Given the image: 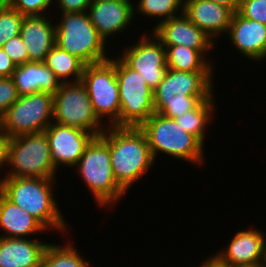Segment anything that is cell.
Listing matches in <instances>:
<instances>
[{
    "instance_id": "1",
    "label": "cell",
    "mask_w": 266,
    "mask_h": 267,
    "mask_svg": "<svg viewBox=\"0 0 266 267\" xmlns=\"http://www.w3.org/2000/svg\"><path fill=\"white\" fill-rule=\"evenodd\" d=\"M100 136L109 145L115 180L128 191L155 164L145 133L134 126H107Z\"/></svg>"
},
{
    "instance_id": "2",
    "label": "cell",
    "mask_w": 266,
    "mask_h": 267,
    "mask_svg": "<svg viewBox=\"0 0 266 267\" xmlns=\"http://www.w3.org/2000/svg\"><path fill=\"white\" fill-rule=\"evenodd\" d=\"M213 71H177L167 68L153 91L155 113L175 119L208 100L214 93Z\"/></svg>"
},
{
    "instance_id": "3",
    "label": "cell",
    "mask_w": 266,
    "mask_h": 267,
    "mask_svg": "<svg viewBox=\"0 0 266 267\" xmlns=\"http://www.w3.org/2000/svg\"><path fill=\"white\" fill-rule=\"evenodd\" d=\"M56 179L31 177H1L0 192L11 202L26 210L47 230L65 232L68 229L54 199Z\"/></svg>"
},
{
    "instance_id": "4",
    "label": "cell",
    "mask_w": 266,
    "mask_h": 267,
    "mask_svg": "<svg viewBox=\"0 0 266 267\" xmlns=\"http://www.w3.org/2000/svg\"><path fill=\"white\" fill-rule=\"evenodd\" d=\"M76 166L78 175L101 208L114 206L126 194L114 178L109 145L101 136L92 139Z\"/></svg>"
},
{
    "instance_id": "5",
    "label": "cell",
    "mask_w": 266,
    "mask_h": 267,
    "mask_svg": "<svg viewBox=\"0 0 266 267\" xmlns=\"http://www.w3.org/2000/svg\"><path fill=\"white\" fill-rule=\"evenodd\" d=\"M139 128L146 135L154 160L162 152L192 164L204 163V145L194 135L184 131L175 119L154 113Z\"/></svg>"
},
{
    "instance_id": "6",
    "label": "cell",
    "mask_w": 266,
    "mask_h": 267,
    "mask_svg": "<svg viewBox=\"0 0 266 267\" xmlns=\"http://www.w3.org/2000/svg\"><path fill=\"white\" fill-rule=\"evenodd\" d=\"M55 44L80 59L85 65L110 59L106 42L90 21L87 12H60Z\"/></svg>"
},
{
    "instance_id": "7",
    "label": "cell",
    "mask_w": 266,
    "mask_h": 267,
    "mask_svg": "<svg viewBox=\"0 0 266 267\" xmlns=\"http://www.w3.org/2000/svg\"><path fill=\"white\" fill-rule=\"evenodd\" d=\"M7 166L11 169L4 177L55 179L57 170L45 131L11 137Z\"/></svg>"
},
{
    "instance_id": "8",
    "label": "cell",
    "mask_w": 266,
    "mask_h": 267,
    "mask_svg": "<svg viewBox=\"0 0 266 267\" xmlns=\"http://www.w3.org/2000/svg\"><path fill=\"white\" fill-rule=\"evenodd\" d=\"M116 79L119 86V126L139 127L155 113L153 90L141 74L116 57Z\"/></svg>"
},
{
    "instance_id": "9",
    "label": "cell",
    "mask_w": 266,
    "mask_h": 267,
    "mask_svg": "<svg viewBox=\"0 0 266 267\" xmlns=\"http://www.w3.org/2000/svg\"><path fill=\"white\" fill-rule=\"evenodd\" d=\"M81 82L87 88L93 110L108 126H119L120 98L116 79V58L85 65Z\"/></svg>"
},
{
    "instance_id": "10",
    "label": "cell",
    "mask_w": 266,
    "mask_h": 267,
    "mask_svg": "<svg viewBox=\"0 0 266 267\" xmlns=\"http://www.w3.org/2000/svg\"><path fill=\"white\" fill-rule=\"evenodd\" d=\"M53 122L89 131L95 136H100L107 127L95 114L81 81L62 83L53 95Z\"/></svg>"
},
{
    "instance_id": "11",
    "label": "cell",
    "mask_w": 266,
    "mask_h": 267,
    "mask_svg": "<svg viewBox=\"0 0 266 267\" xmlns=\"http://www.w3.org/2000/svg\"><path fill=\"white\" fill-rule=\"evenodd\" d=\"M53 122V95L35 92L19 96L0 117V128L10 137L44 131Z\"/></svg>"
},
{
    "instance_id": "12",
    "label": "cell",
    "mask_w": 266,
    "mask_h": 267,
    "mask_svg": "<svg viewBox=\"0 0 266 267\" xmlns=\"http://www.w3.org/2000/svg\"><path fill=\"white\" fill-rule=\"evenodd\" d=\"M136 42L119 56L129 67L139 72L154 91L167 70L166 49L154 34L149 37L144 33Z\"/></svg>"
},
{
    "instance_id": "13",
    "label": "cell",
    "mask_w": 266,
    "mask_h": 267,
    "mask_svg": "<svg viewBox=\"0 0 266 267\" xmlns=\"http://www.w3.org/2000/svg\"><path fill=\"white\" fill-rule=\"evenodd\" d=\"M56 170L59 165L76 167L86 147L95 137L89 131L52 122L45 130Z\"/></svg>"
},
{
    "instance_id": "14",
    "label": "cell",
    "mask_w": 266,
    "mask_h": 267,
    "mask_svg": "<svg viewBox=\"0 0 266 267\" xmlns=\"http://www.w3.org/2000/svg\"><path fill=\"white\" fill-rule=\"evenodd\" d=\"M265 233L260 229L238 231L224 250L212 257L225 267H263L265 260Z\"/></svg>"
},
{
    "instance_id": "15",
    "label": "cell",
    "mask_w": 266,
    "mask_h": 267,
    "mask_svg": "<svg viewBox=\"0 0 266 267\" xmlns=\"http://www.w3.org/2000/svg\"><path fill=\"white\" fill-rule=\"evenodd\" d=\"M153 34L163 46L183 45L198 50L204 57L215 46L213 39L181 13L154 25Z\"/></svg>"
},
{
    "instance_id": "16",
    "label": "cell",
    "mask_w": 266,
    "mask_h": 267,
    "mask_svg": "<svg viewBox=\"0 0 266 267\" xmlns=\"http://www.w3.org/2000/svg\"><path fill=\"white\" fill-rule=\"evenodd\" d=\"M131 0H100L91 2L87 10L90 21L98 33L106 39L125 31L135 17Z\"/></svg>"
},
{
    "instance_id": "17",
    "label": "cell",
    "mask_w": 266,
    "mask_h": 267,
    "mask_svg": "<svg viewBox=\"0 0 266 267\" xmlns=\"http://www.w3.org/2000/svg\"><path fill=\"white\" fill-rule=\"evenodd\" d=\"M227 34L231 44L245 57L255 62L265 60L266 25L235 12Z\"/></svg>"
},
{
    "instance_id": "18",
    "label": "cell",
    "mask_w": 266,
    "mask_h": 267,
    "mask_svg": "<svg viewBox=\"0 0 266 267\" xmlns=\"http://www.w3.org/2000/svg\"><path fill=\"white\" fill-rule=\"evenodd\" d=\"M189 20L213 41L229 30L233 12L211 0H184V12Z\"/></svg>"
},
{
    "instance_id": "19",
    "label": "cell",
    "mask_w": 266,
    "mask_h": 267,
    "mask_svg": "<svg viewBox=\"0 0 266 267\" xmlns=\"http://www.w3.org/2000/svg\"><path fill=\"white\" fill-rule=\"evenodd\" d=\"M20 35L28 52V62H44L55 45L56 25L45 15L24 16Z\"/></svg>"
},
{
    "instance_id": "20",
    "label": "cell",
    "mask_w": 266,
    "mask_h": 267,
    "mask_svg": "<svg viewBox=\"0 0 266 267\" xmlns=\"http://www.w3.org/2000/svg\"><path fill=\"white\" fill-rule=\"evenodd\" d=\"M38 240L0 237V267H41L48 244Z\"/></svg>"
},
{
    "instance_id": "21",
    "label": "cell",
    "mask_w": 266,
    "mask_h": 267,
    "mask_svg": "<svg viewBox=\"0 0 266 267\" xmlns=\"http://www.w3.org/2000/svg\"><path fill=\"white\" fill-rule=\"evenodd\" d=\"M11 78L20 96L35 92L54 95L62 84L44 62L29 61L16 66Z\"/></svg>"
},
{
    "instance_id": "22",
    "label": "cell",
    "mask_w": 266,
    "mask_h": 267,
    "mask_svg": "<svg viewBox=\"0 0 266 267\" xmlns=\"http://www.w3.org/2000/svg\"><path fill=\"white\" fill-rule=\"evenodd\" d=\"M0 237L26 238L47 229L26 210L8 200L0 192Z\"/></svg>"
},
{
    "instance_id": "23",
    "label": "cell",
    "mask_w": 266,
    "mask_h": 267,
    "mask_svg": "<svg viewBox=\"0 0 266 267\" xmlns=\"http://www.w3.org/2000/svg\"><path fill=\"white\" fill-rule=\"evenodd\" d=\"M167 68L177 71H212L214 65L198 50L183 45L164 46Z\"/></svg>"
},
{
    "instance_id": "24",
    "label": "cell",
    "mask_w": 266,
    "mask_h": 267,
    "mask_svg": "<svg viewBox=\"0 0 266 267\" xmlns=\"http://www.w3.org/2000/svg\"><path fill=\"white\" fill-rule=\"evenodd\" d=\"M44 63L62 83L79 82L82 79L85 64L56 44L46 55Z\"/></svg>"
},
{
    "instance_id": "25",
    "label": "cell",
    "mask_w": 266,
    "mask_h": 267,
    "mask_svg": "<svg viewBox=\"0 0 266 267\" xmlns=\"http://www.w3.org/2000/svg\"><path fill=\"white\" fill-rule=\"evenodd\" d=\"M213 96L215 95H212L208 100L202 101L193 110L185 111L184 114L175 118L176 123L184 131L194 135L203 145L206 138L205 128L212 122V114L215 112L216 104Z\"/></svg>"
},
{
    "instance_id": "26",
    "label": "cell",
    "mask_w": 266,
    "mask_h": 267,
    "mask_svg": "<svg viewBox=\"0 0 266 267\" xmlns=\"http://www.w3.org/2000/svg\"><path fill=\"white\" fill-rule=\"evenodd\" d=\"M67 243L64 246L48 243L43 253L41 267H90V262L84 259L85 257L77 251L73 243Z\"/></svg>"
},
{
    "instance_id": "27",
    "label": "cell",
    "mask_w": 266,
    "mask_h": 267,
    "mask_svg": "<svg viewBox=\"0 0 266 267\" xmlns=\"http://www.w3.org/2000/svg\"><path fill=\"white\" fill-rule=\"evenodd\" d=\"M137 2V5H134V12L138 11L149 18H158L161 20L160 22L184 12V0H139Z\"/></svg>"
},
{
    "instance_id": "28",
    "label": "cell",
    "mask_w": 266,
    "mask_h": 267,
    "mask_svg": "<svg viewBox=\"0 0 266 267\" xmlns=\"http://www.w3.org/2000/svg\"><path fill=\"white\" fill-rule=\"evenodd\" d=\"M23 17L10 6H0V47L20 34Z\"/></svg>"
},
{
    "instance_id": "29",
    "label": "cell",
    "mask_w": 266,
    "mask_h": 267,
    "mask_svg": "<svg viewBox=\"0 0 266 267\" xmlns=\"http://www.w3.org/2000/svg\"><path fill=\"white\" fill-rule=\"evenodd\" d=\"M237 12L242 17L266 25V0H240Z\"/></svg>"
},
{
    "instance_id": "30",
    "label": "cell",
    "mask_w": 266,
    "mask_h": 267,
    "mask_svg": "<svg viewBox=\"0 0 266 267\" xmlns=\"http://www.w3.org/2000/svg\"><path fill=\"white\" fill-rule=\"evenodd\" d=\"M53 3V0H13L10 7L24 16L43 15Z\"/></svg>"
},
{
    "instance_id": "31",
    "label": "cell",
    "mask_w": 266,
    "mask_h": 267,
    "mask_svg": "<svg viewBox=\"0 0 266 267\" xmlns=\"http://www.w3.org/2000/svg\"><path fill=\"white\" fill-rule=\"evenodd\" d=\"M2 49L15 66H20L28 62V52L20 34L5 42Z\"/></svg>"
},
{
    "instance_id": "32",
    "label": "cell",
    "mask_w": 266,
    "mask_h": 267,
    "mask_svg": "<svg viewBox=\"0 0 266 267\" xmlns=\"http://www.w3.org/2000/svg\"><path fill=\"white\" fill-rule=\"evenodd\" d=\"M18 90L13 79L0 77V117L19 99Z\"/></svg>"
},
{
    "instance_id": "33",
    "label": "cell",
    "mask_w": 266,
    "mask_h": 267,
    "mask_svg": "<svg viewBox=\"0 0 266 267\" xmlns=\"http://www.w3.org/2000/svg\"><path fill=\"white\" fill-rule=\"evenodd\" d=\"M61 12H87L91 0H57Z\"/></svg>"
},
{
    "instance_id": "34",
    "label": "cell",
    "mask_w": 266,
    "mask_h": 267,
    "mask_svg": "<svg viewBox=\"0 0 266 267\" xmlns=\"http://www.w3.org/2000/svg\"><path fill=\"white\" fill-rule=\"evenodd\" d=\"M16 66L5 53V51L0 47V77L10 78L15 71Z\"/></svg>"
},
{
    "instance_id": "35",
    "label": "cell",
    "mask_w": 266,
    "mask_h": 267,
    "mask_svg": "<svg viewBox=\"0 0 266 267\" xmlns=\"http://www.w3.org/2000/svg\"><path fill=\"white\" fill-rule=\"evenodd\" d=\"M11 137L0 128V168L7 165Z\"/></svg>"
},
{
    "instance_id": "36",
    "label": "cell",
    "mask_w": 266,
    "mask_h": 267,
    "mask_svg": "<svg viewBox=\"0 0 266 267\" xmlns=\"http://www.w3.org/2000/svg\"><path fill=\"white\" fill-rule=\"evenodd\" d=\"M219 5L229 8L233 13L237 12L240 0H211Z\"/></svg>"
},
{
    "instance_id": "37",
    "label": "cell",
    "mask_w": 266,
    "mask_h": 267,
    "mask_svg": "<svg viewBox=\"0 0 266 267\" xmlns=\"http://www.w3.org/2000/svg\"><path fill=\"white\" fill-rule=\"evenodd\" d=\"M199 267H225L219 264L212 256L207 258L205 261L201 262Z\"/></svg>"
},
{
    "instance_id": "38",
    "label": "cell",
    "mask_w": 266,
    "mask_h": 267,
    "mask_svg": "<svg viewBox=\"0 0 266 267\" xmlns=\"http://www.w3.org/2000/svg\"><path fill=\"white\" fill-rule=\"evenodd\" d=\"M13 0H0V6H10Z\"/></svg>"
},
{
    "instance_id": "39",
    "label": "cell",
    "mask_w": 266,
    "mask_h": 267,
    "mask_svg": "<svg viewBox=\"0 0 266 267\" xmlns=\"http://www.w3.org/2000/svg\"><path fill=\"white\" fill-rule=\"evenodd\" d=\"M263 267H266V243H265V260H264Z\"/></svg>"
}]
</instances>
